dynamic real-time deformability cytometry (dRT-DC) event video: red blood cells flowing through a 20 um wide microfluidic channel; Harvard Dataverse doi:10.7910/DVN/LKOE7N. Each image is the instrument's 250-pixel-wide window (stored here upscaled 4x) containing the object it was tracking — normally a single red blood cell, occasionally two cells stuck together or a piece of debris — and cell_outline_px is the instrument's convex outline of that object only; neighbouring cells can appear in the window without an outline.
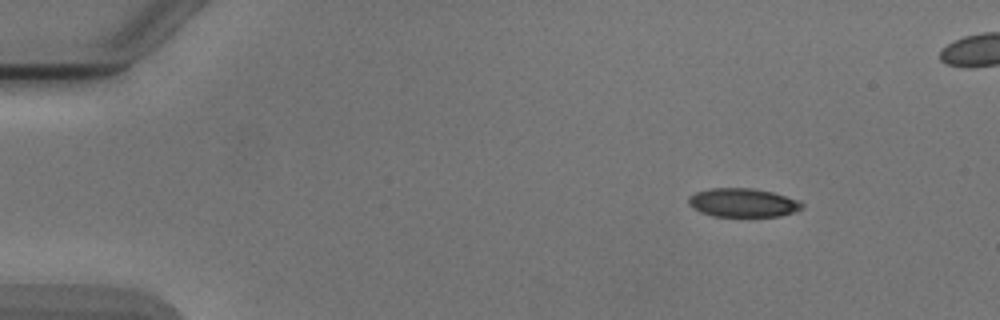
{"species": "Egyptian fruit bat (a non-hibernating species)", "species_latin": "Rousettus aegyptiacus", "temperature_condition": "cold", "stored_images_in_passage": 4, "camera_frame_rate_fps": 3000, "um_per_image_px": 0.085, "animal": {"sex": "male"}, "frame": {"image": 1, "passage_image": 1, "time_ms": 0.0, "image_size_px": [1000, 320], "cell_outline_px": [[804, 208], [780, 216], [716, 216], [700, 212], [692, 208], [688, 204], [688, 196], [696, 192], [708, 188], [752, 188], [772, 192], [800, 200], [804, 204]], "centroid_in_image_um": [63.14, 17.22], "position_along_channel_um": 21.9, "area_um2": 19.07}}